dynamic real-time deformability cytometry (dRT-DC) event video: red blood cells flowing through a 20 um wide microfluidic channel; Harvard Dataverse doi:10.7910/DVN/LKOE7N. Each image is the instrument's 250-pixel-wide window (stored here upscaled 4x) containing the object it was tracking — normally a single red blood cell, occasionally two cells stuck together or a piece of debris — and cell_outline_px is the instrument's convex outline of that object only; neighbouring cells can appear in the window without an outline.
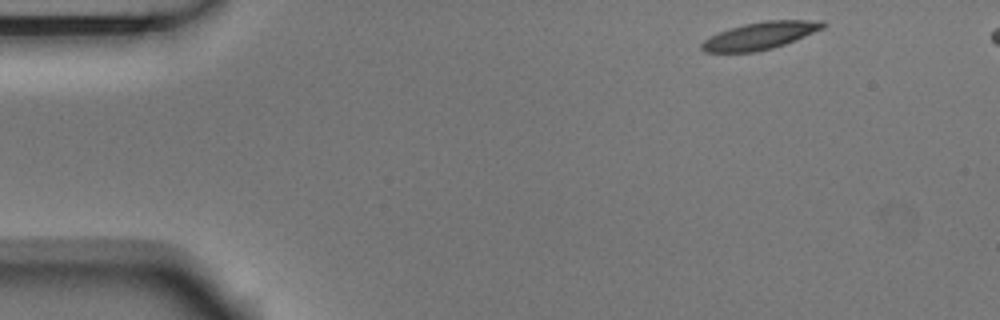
{"species": "Egyptian fruit bat (a non-hibernating species)", "species_latin": "Rousettus aegyptiacus", "temperature_condition": "room temperature", "stored_images_in_passage": 47, "camera_frame_rate_fps": 3000, "um_per_image_px": 0.085, "animal": {"sex": "male"}, "frame": {"image": 1, "passage_image": 1, "time_ms": 0.0, "image_size_px": [1000, 320], "cell_outline_px": [[828, 24], [824, 28], [796, 40], [772, 48], [756, 52], [704, 52], [700, 48], [700, 44], [704, 40], [728, 28], [744, 24], [768, 20], [824, 20]], "centroid_in_image_um": [64.65, 3.02], "position_along_channel_um": 20.4, "area_um2": 19.36}}
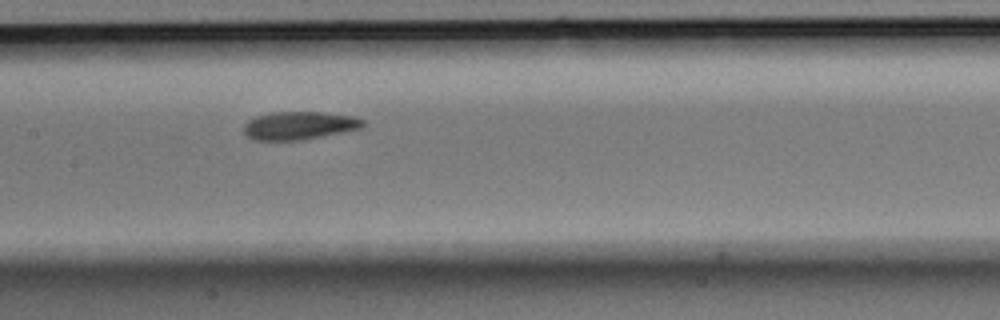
{"frame": {"image": 2, "passage_image": 21, "time_ms": 6.667, "image_size_px": [1000, 320], "cell_outline_px": [[364, 124], [360, 128], [300, 140], [252, 140], [244, 132], [244, 124], [248, 120], [256, 116], [272, 112], [324, 112], [352, 116], [364, 120]], "centroid_in_image_um": [25.38, 10.66], "position_along_channel_um": 182.0, "area_um2": 19.25}}
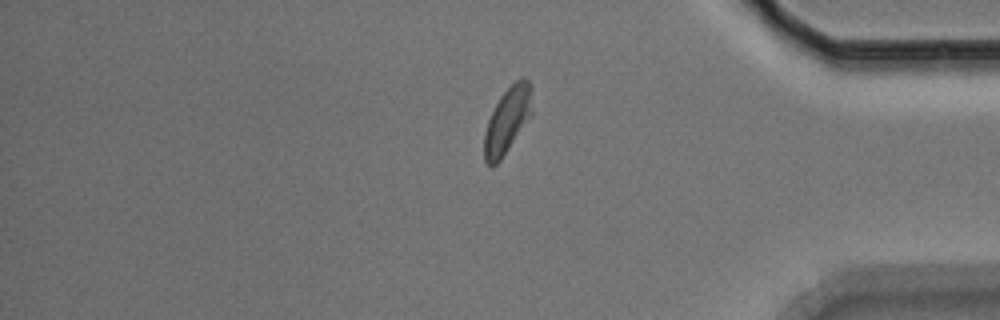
{"frame": {"image": 3, "passage_image": 40, "time_ms": 13.0, "image_size_px": [1000, 320], "cell_outline_px": [[532, 116], [500, 160], [492, 168], [484, 160], [484, 132], [488, 120], [500, 96], [520, 76], [524, 76], [528, 80], [532, 88]], "centroid_in_image_um": [43.15, 10.2], "position_along_channel_um": 392.1, "area_um2": 18.55}}